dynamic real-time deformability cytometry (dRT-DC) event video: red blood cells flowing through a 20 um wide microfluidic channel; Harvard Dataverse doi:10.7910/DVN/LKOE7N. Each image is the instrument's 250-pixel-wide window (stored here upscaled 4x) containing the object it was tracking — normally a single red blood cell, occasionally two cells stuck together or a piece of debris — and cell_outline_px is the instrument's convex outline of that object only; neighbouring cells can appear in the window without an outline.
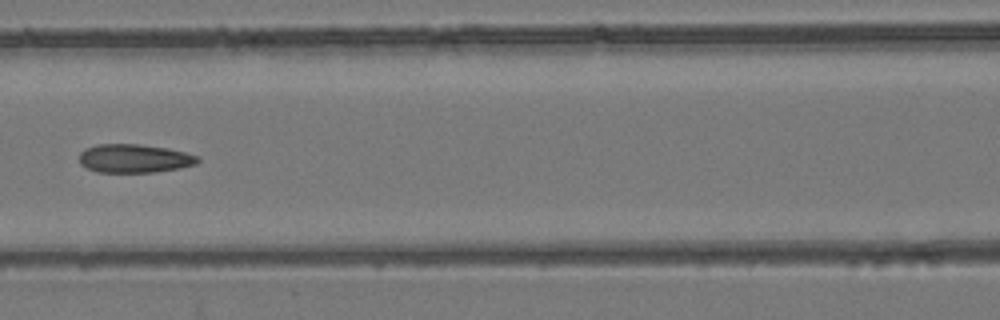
{"species": "common noctule bat (a hibernating species)", "species_latin": "Nyctalus noctula", "temperature_condition": "room temperature", "stored_images_in_passage": 7, "camera_frame_rate_fps": 3000, "um_per_image_px": 0.085, "animal": {"sex": "female", "body_mass_g": 24.6, "forearm_length_mm": 56.2}, "frame": {"image": 1, "passage_image": 7, "time_ms": 7.667, "image_size_px": [1000, 320], "cell_outline_px": [[200, 160], [196, 164], [180, 168], [152, 172], [96, 172], [80, 164], [80, 152], [84, 148], [96, 144], [140, 144], [168, 148], [184, 152], [196, 156]], "centroid_in_image_um": [11.39, 13.46], "position_along_channel_um": 155.2, "area_um2": 19.71}}